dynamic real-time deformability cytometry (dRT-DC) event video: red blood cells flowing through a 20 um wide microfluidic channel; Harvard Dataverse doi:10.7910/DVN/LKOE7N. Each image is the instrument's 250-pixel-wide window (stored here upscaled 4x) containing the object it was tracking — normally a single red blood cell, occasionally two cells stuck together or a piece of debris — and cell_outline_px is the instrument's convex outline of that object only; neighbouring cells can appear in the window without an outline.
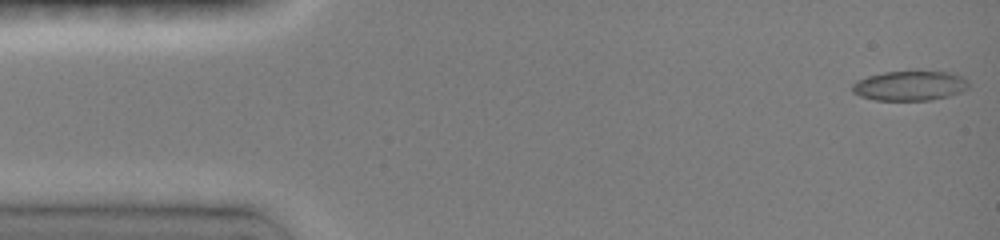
{"species": "common noctule bat (a hibernating species)", "species_latin": "Nyctalus noctula", "temperature_condition": "room temperature", "stored_images_in_passage": 32, "camera_frame_rate_fps": 3000, "um_per_image_px": 0.085, "animal": {"sex": "female", "body_mass_g": 19.0, "forearm_length_mm": 51.5}, "frame": {"image": 1, "passage_image": 1, "time_ms": 0.0, "image_size_px": [1000, 240], "cell_outline_px": [[968, 88], [960, 92], [948, 96], [932, 100], [876, 100], [860, 96], [852, 92], [852, 84], [856, 80], [868, 76], [884, 72], [948, 72], [964, 76], [968, 80]], "centroid_in_image_um": [77.33, 7.29], "position_along_channel_um": 7.7, "area_um2": 20.11}}
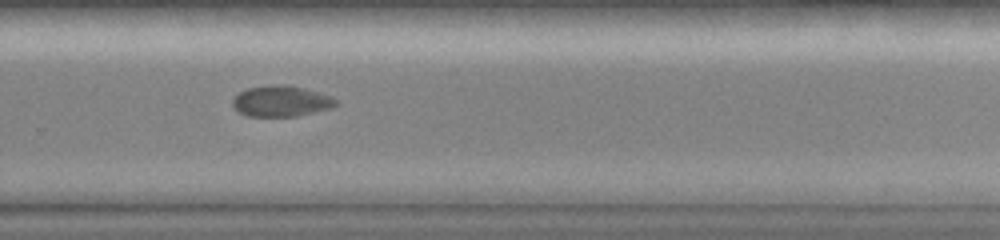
{"frame": {"image": 2, "passage_image": 21, "time_ms": 10.333, "image_size_px": [1000, 240], "cell_outline_px": [[340, 104], [332, 108], [296, 116], [248, 116], [240, 112], [232, 104], [232, 100], [240, 92], [248, 88], [288, 84], [304, 88], [332, 96], [340, 100]], "centroid_in_image_um": [23.98, 8.6], "position_along_channel_um": 305.8, "area_um2": 18.5}}
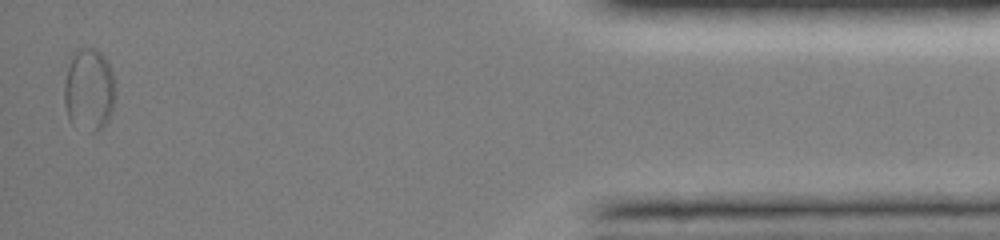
{"frame": {"image": 3, "passage_image": 32, "time_ms": 15.0, "image_size_px": [1000, 240], "cell_outline_px": [[116, 92], [112, 108], [108, 120], [96, 132], [88, 132], [72, 124], [68, 116], [64, 104], [64, 84], [68, 56], [80, 48], [96, 48], [108, 60], [112, 72], [116, 88]], "centroid_in_image_um": [7.55, 7.59], "position_along_channel_um": 427.7, "area_um2": 25.2}, "authors_computed_cell_mechanics": {"area_um2": 18.4382, "velocity_mm_per_s": 4.0225, "shape_relaxation_time_tau1_ms": null, "shape_relaxation_time_tau2_ms": 1.9689, "deformation_change_tau1": null, "deformation_change_tau2": 0.0486}}